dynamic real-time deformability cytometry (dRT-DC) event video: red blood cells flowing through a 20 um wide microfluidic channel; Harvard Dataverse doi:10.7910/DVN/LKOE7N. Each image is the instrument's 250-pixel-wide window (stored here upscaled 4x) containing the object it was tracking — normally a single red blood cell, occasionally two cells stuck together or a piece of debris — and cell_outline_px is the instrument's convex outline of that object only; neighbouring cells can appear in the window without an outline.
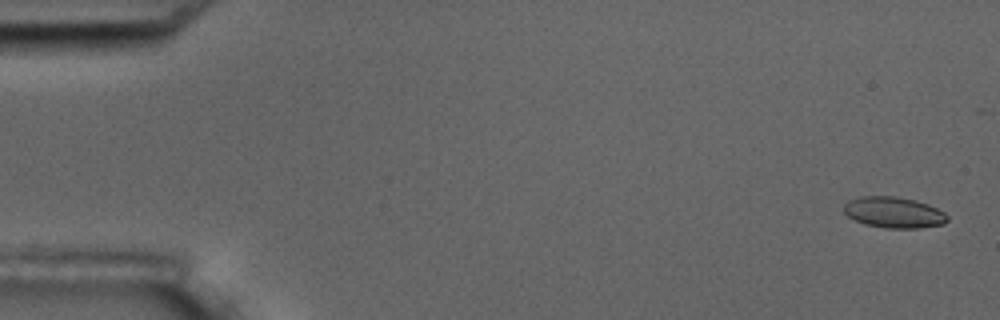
{"species": "common noctule bat (a hibernating species)", "species_latin": "Nyctalus noctula", "temperature_condition": "room temperature", "stored_images_in_passage": 6, "camera_frame_rate_fps": 3000, "um_per_image_px": 0.085, "animal": {"sex": "male", "body_mass_g": 17.5, "forearm_length_mm": 52.3}, "frame": {"image": 1, "passage_image": 1, "time_ms": 0.0, "image_size_px": [1000, 320], "cell_outline_px": [[948, 220], [944, 224], [920, 228], [884, 228], [864, 224], [848, 216], [844, 212], [844, 204], [848, 200], [860, 196], [896, 196], [916, 200], [928, 204], [944, 212], [948, 216]], "centroid_in_image_um": [75.98, 18.05], "position_along_channel_um": 9.0, "area_um2": 18.84}}